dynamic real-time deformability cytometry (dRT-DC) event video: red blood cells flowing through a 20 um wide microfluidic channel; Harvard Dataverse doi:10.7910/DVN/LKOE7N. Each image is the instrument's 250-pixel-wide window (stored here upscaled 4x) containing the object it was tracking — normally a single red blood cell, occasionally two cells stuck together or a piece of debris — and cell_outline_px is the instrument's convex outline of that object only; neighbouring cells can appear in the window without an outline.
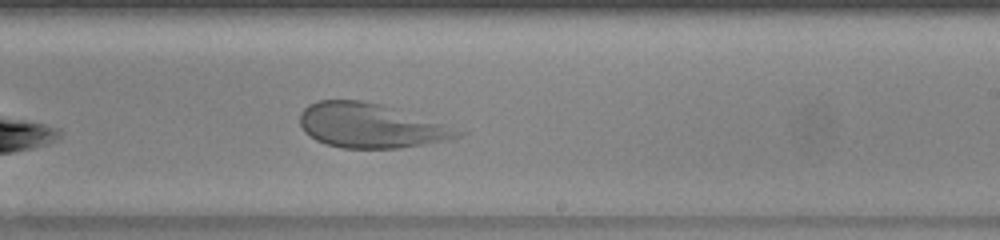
{"species": "human", "species_latin": "Homo sapiens", "temperature_condition": "warm", "stored_images_in_passage": 34, "camera_frame_rate_fps": 3000, "um_per_image_px": 0.085, "donor": {"sex": "female"}, "frame": {"image": 1, "passage_image": 15, "time_ms": 4.667, "image_size_px": [1000, 240], "cell_outline_px": [[468, 132], [460, 136], [448, 140], [400, 148], [340, 148], [324, 144], [316, 140], [304, 132], [300, 124], [300, 112], [308, 104], [316, 100], [360, 100], [380, 104]], "centroid_in_image_um": [31.45, 10.69], "position_along_channel_um": 257.6, "area_um2": 40.69}}